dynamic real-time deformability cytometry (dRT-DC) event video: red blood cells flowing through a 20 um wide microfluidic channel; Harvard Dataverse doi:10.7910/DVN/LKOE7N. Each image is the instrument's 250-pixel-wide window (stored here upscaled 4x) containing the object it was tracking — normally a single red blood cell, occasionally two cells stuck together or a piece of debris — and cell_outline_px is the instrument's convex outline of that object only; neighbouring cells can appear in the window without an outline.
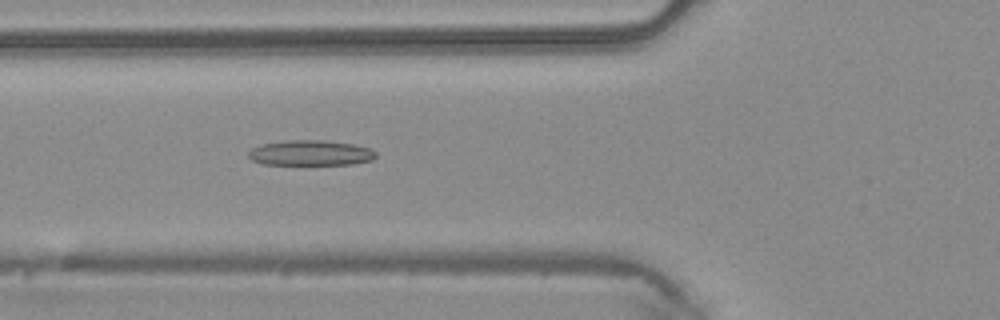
{"species": "common noctule bat (a hibernating species)", "species_latin": "Nyctalus noctula", "temperature_condition": "warm", "stored_images_in_passage": 48, "camera_frame_rate_fps": 3000, "um_per_image_px": 0.085, "animal": {"sex": "male", "body_mass_g": 20.4}, "frame": {"image": 1, "passage_image": 18, "time_ms": 5.667, "image_size_px": [1000, 320], "cell_outline_px": [[376, 156], [372, 160], [352, 164], [264, 164], [252, 160], [248, 156], [248, 152], [252, 148], [260, 144], [284, 140], [324, 140], [352, 144], [372, 148], [376, 152]], "centroid_in_image_um": [26.4, 12.99], "position_along_channel_um": 99.4, "area_um2": 18.84}}
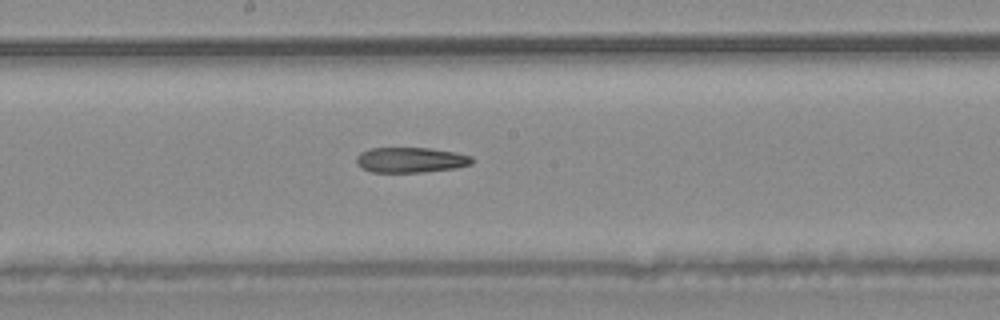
{"frame": {"image": 2, "passage_image": 26, "time_ms": 8.333, "image_size_px": [1000, 320], "cell_outline_px": [[472, 164], [456, 168], [424, 172], [372, 172], [356, 164], [356, 156], [360, 152], [372, 148], [432, 148], [456, 152], [472, 156]], "centroid_in_image_um": [34.92, 13.59], "position_along_channel_um": 213.3, "area_um2": 17.11}}
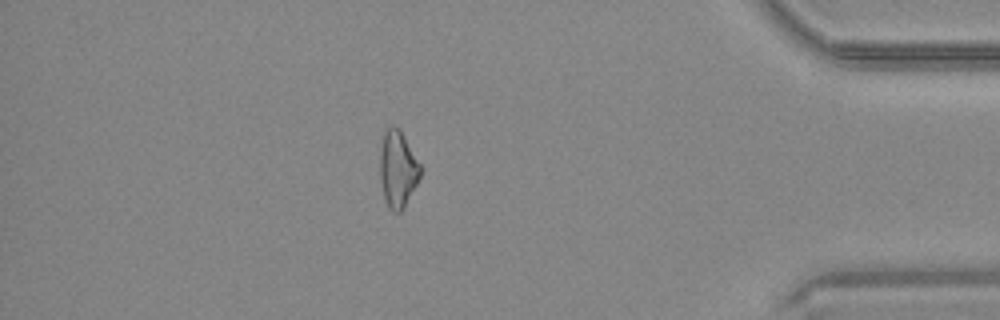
{"frame": {"image": 3, "passage_image": 42, "time_ms": 13.667, "image_size_px": [1000, 320], "cell_outline_px": [[420, 176], [404, 208], [400, 212], [392, 212], [388, 208], [384, 200], [380, 180], [380, 152], [384, 132], [392, 124], [400, 128], [420, 164]], "centroid_in_image_um": [33.79, 14.38], "position_along_channel_um": 401.4, "area_um2": 18.09}}